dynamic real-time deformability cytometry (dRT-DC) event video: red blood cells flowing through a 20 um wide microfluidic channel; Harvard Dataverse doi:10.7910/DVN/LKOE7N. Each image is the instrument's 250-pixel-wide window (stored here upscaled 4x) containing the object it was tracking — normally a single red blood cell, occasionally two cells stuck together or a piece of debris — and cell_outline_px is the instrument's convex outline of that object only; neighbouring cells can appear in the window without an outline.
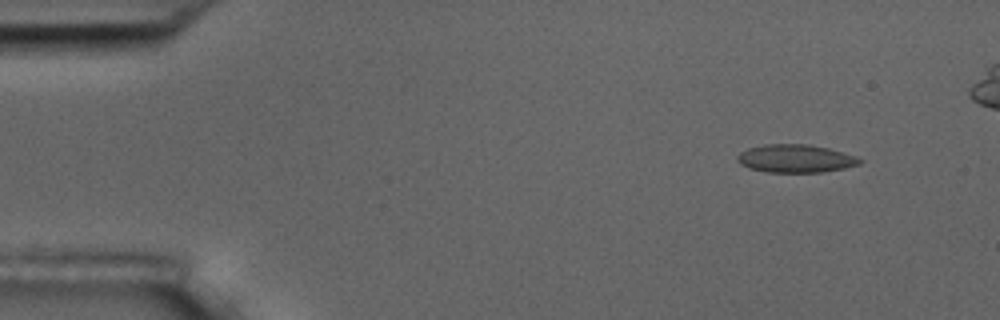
{"species": "common noctule bat (a hibernating species)", "species_latin": "Nyctalus noctula", "temperature_condition": "room temperature", "stored_images_in_passage": 5, "camera_frame_rate_fps": 3000, "um_per_image_px": 0.085, "animal": {"sex": "male", "body_mass_g": 17.5, "forearm_length_mm": 52.3}, "frame": {"image": 1, "passage_image": 1, "time_ms": 0.0, "image_size_px": [1000, 320], "cell_outline_px": [[864, 160], [860, 164], [844, 168], [820, 172], [768, 172], [748, 168], [740, 164], [736, 160], [736, 156], [740, 152], [748, 148], [764, 144], [808, 144], [828, 148], [856, 156]], "centroid_in_image_um": [67.6, 13.47], "position_along_channel_um": 17.4, "area_um2": 20.06}}